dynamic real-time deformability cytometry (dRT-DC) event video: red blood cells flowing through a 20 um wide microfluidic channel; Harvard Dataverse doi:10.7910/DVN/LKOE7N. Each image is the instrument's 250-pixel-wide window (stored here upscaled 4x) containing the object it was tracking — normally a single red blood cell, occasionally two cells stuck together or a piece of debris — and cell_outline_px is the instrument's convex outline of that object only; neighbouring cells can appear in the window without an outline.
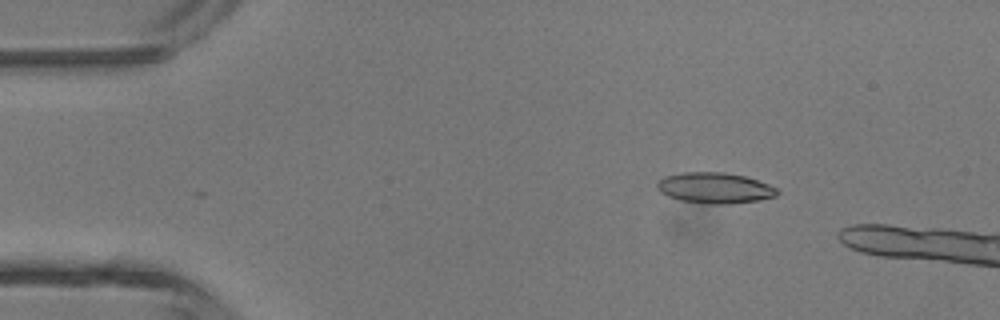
{"species": "common noctule bat (a hibernating species)", "species_latin": "Nyctalus noctula", "temperature_condition": "room temperature", "stored_images_in_passage": 4, "camera_frame_rate_fps": 3000, "um_per_image_px": 0.085, "animal": {"sex": "male", "body_mass_g": 13.3}, "frame": {"image": 1, "passage_image": 2, "time_ms": 2.0, "image_size_px": [1000, 320], "cell_outline_px": [[780, 192], [776, 196], [760, 200], [732, 204], [704, 204], [680, 200], [668, 196], [660, 192], [656, 188], [656, 184], [664, 176], [684, 172], [724, 172], [744, 176], [768, 184], [776, 188]], "centroid_in_image_um": [60.75, 15.98], "position_along_channel_um": 24.3, "area_um2": 21.68}}